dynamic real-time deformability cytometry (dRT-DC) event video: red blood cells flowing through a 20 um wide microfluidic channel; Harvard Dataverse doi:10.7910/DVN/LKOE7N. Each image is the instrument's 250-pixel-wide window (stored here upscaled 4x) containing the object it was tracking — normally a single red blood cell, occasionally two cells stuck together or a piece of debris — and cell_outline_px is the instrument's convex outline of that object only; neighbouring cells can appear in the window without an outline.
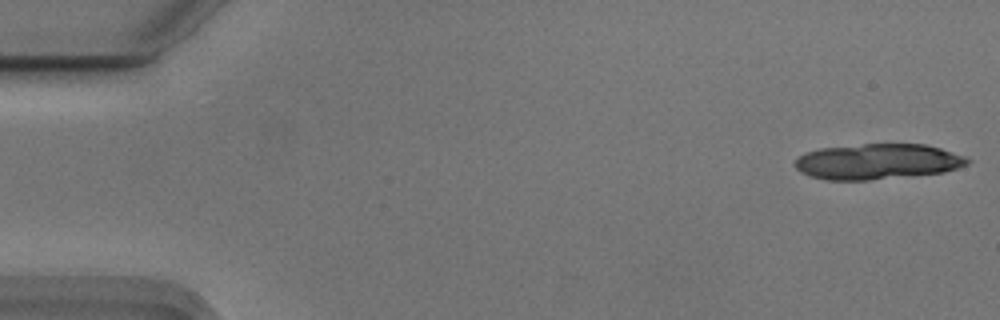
{"species": "Egyptian fruit bat (a non-hibernating species)", "species_latin": "Rousettus aegyptiacus", "temperature_condition": "cold", "stored_images_in_passage": 13, "camera_frame_rate_fps": 3000, "um_per_image_px": 0.085, "animal": {"sex": "male"}, "frame": {"image": 1, "passage_image": 1, "time_ms": 0.0, "image_size_px": [1000, 320], "cell_outline_px": [[972, 160], [968, 164], [944, 172], [868, 180], [828, 180], [808, 176], [800, 172], [796, 168], [796, 160], [804, 152], [820, 148], [864, 144], [924, 144], [940, 148], [964, 156]], "centroid_in_image_um": [74.57, 13.73], "position_along_channel_um": 10.4, "area_um2": 35.6}}